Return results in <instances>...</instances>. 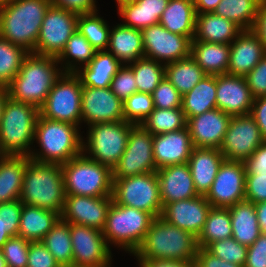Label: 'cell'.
<instances>
[{
    "label": "cell",
    "instance_id": "cell-16",
    "mask_svg": "<svg viewBox=\"0 0 266 267\" xmlns=\"http://www.w3.org/2000/svg\"><path fill=\"white\" fill-rule=\"evenodd\" d=\"M265 142L254 118L232 116L219 150L226 160L245 161Z\"/></svg>",
    "mask_w": 266,
    "mask_h": 267
},
{
    "label": "cell",
    "instance_id": "cell-55",
    "mask_svg": "<svg viewBox=\"0 0 266 267\" xmlns=\"http://www.w3.org/2000/svg\"><path fill=\"white\" fill-rule=\"evenodd\" d=\"M244 267H266V234L261 233L255 242L248 246Z\"/></svg>",
    "mask_w": 266,
    "mask_h": 267
},
{
    "label": "cell",
    "instance_id": "cell-48",
    "mask_svg": "<svg viewBox=\"0 0 266 267\" xmlns=\"http://www.w3.org/2000/svg\"><path fill=\"white\" fill-rule=\"evenodd\" d=\"M205 249L226 262L245 266L248 247L238 243L233 237L215 241Z\"/></svg>",
    "mask_w": 266,
    "mask_h": 267
},
{
    "label": "cell",
    "instance_id": "cell-17",
    "mask_svg": "<svg viewBox=\"0 0 266 267\" xmlns=\"http://www.w3.org/2000/svg\"><path fill=\"white\" fill-rule=\"evenodd\" d=\"M246 169L243 161L224 160L206 200L214 208H229L245 200Z\"/></svg>",
    "mask_w": 266,
    "mask_h": 267
},
{
    "label": "cell",
    "instance_id": "cell-1",
    "mask_svg": "<svg viewBox=\"0 0 266 267\" xmlns=\"http://www.w3.org/2000/svg\"><path fill=\"white\" fill-rule=\"evenodd\" d=\"M58 64L56 57L29 53L23 59L19 73L7 86L9 97L39 109L63 73Z\"/></svg>",
    "mask_w": 266,
    "mask_h": 267
},
{
    "label": "cell",
    "instance_id": "cell-41",
    "mask_svg": "<svg viewBox=\"0 0 266 267\" xmlns=\"http://www.w3.org/2000/svg\"><path fill=\"white\" fill-rule=\"evenodd\" d=\"M261 0H221L214 13L238 25L242 30H252Z\"/></svg>",
    "mask_w": 266,
    "mask_h": 267
},
{
    "label": "cell",
    "instance_id": "cell-32",
    "mask_svg": "<svg viewBox=\"0 0 266 267\" xmlns=\"http://www.w3.org/2000/svg\"><path fill=\"white\" fill-rule=\"evenodd\" d=\"M159 23L170 32L193 40L196 24L194 0H169Z\"/></svg>",
    "mask_w": 266,
    "mask_h": 267
},
{
    "label": "cell",
    "instance_id": "cell-61",
    "mask_svg": "<svg viewBox=\"0 0 266 267\" xmlns=\"http://www.w3.org/2000/svg\"><path fill=\"white\" fill-rule=\"evenodd\" d=\"M139 267H195L194 261H175L166 259H137Z\"/></svg>",
    "mask_w": 266,
    "mask_h": 267
},
{
    "label": "cell",
    "instance_id": "cell-22",
    "mask_svg": "<svg viewBox=\"0 0 266 267\" xmlns=\"http://www.w3.org/2000/svg\"><path fill=\"white\" fill-rule=\"evenodd\" d=\"M210 203L205 196L168 203L163 207L161 217L169 224L199 236L209 210Z\"/></svg>",
    "mask_w": 266,
    "mask_h": 267
},
{
    "label": "cell",
    "instance_id": "cell-63",
    "mask_svg": "<svg viewBox=\"0 0 266 267\" xmlns=\"http://www.w3.org/2000/svg\"><path fill=\"white\" fill-rule=\"evenodd\" d=\"M254 205L260 232L266 234V202H258Z\"/></svg>",
    "mask_w": 266,
    "mask_h": 267
},
{
    "label": "cell",
    "instance_id": "cell-28",
    "mask_svg": "<svg viewBox=\"0 0 266 267\" xmlns=\"http://www.w3.org/2000/svg\"><path fill=\"white\" fill-rule=\"evenodd\" d=\"M107 51L123 65L144 58L142 32L117 24L110 31Z\"/></svg>",
    "mask_w": 266,
    "mask_h": 267
},
{
    "label": "cell",
    "instance_id": "cell-7",
    "mask_svg": "<svg viewBox=\"0 0 266 267\" xmlns=\"http://www.w3.org/2000/svg\"><path fill=\"white\" fill-rule=\"evenodd\" d=\"M65 195L89 197L112 196V169L95 162L85 154L70 159L61 165Z\"/></svg>",
    "mask_w": 266,
    "mask_h": 267
},
{
    "label": "cell",
    "instance_id": "cell-30",
    "mask_svg": "<svg viewBox=\"0 0 266 267\" xmlns=\"http://www.w3.org/2000/svg\"><path fill=\"white\" fill-rule=\"evenodd\" d=\"M169 0H138L127 4H117L119 16L125 21L121 23L142 31L144 28L159 23Z\"/></svg>",
    "mask_w": 266,
    "mask_h": 267
},
{
    "label": "cell",
    "instance_id": "cell-56",
    "mask_svg": "<svg viewBox=\"0 0 266 267\" xmlns=\"http://www.w3.org/2000/svg\"><path fill=\"white\" fill-rule=\"evenodd\" d=\"M246 174H266V141L244 161Z\"/></svg>",
    "mask_w": 266,
    "mask_h": 267
},
{
    "label": "cell",
    "instance_id": "cell-3",
    "mask_svg": "<svg viewBox=\"0 0 266 267\" xmlns=\"http://www.w3.org/2000/svg\"><path fill=\"white\" fill-rule=\"evenodd\" d=\"M197 250L195 236L157 217L152 220L142 244L133 255L136 259L195 261Z\"/></svg>",
    "mask_w": 266,
    "mask_h": 267
},
{
    "label": "cell",
    "instance_id": "cell-34",
    "mask_svg": "<svg viewBox=\"0 0 266 267\" xmlns=\"http://www.w3.org/2000/svg\"><path fill=\"white\" fill-rule=\"evenodd\" d=\"M191 57L207 75L227 74L230 44L192 41Z\"/></svg>",
    "mask_w": 266,
    "mask_h": 267
},
{
    "label": "cell",
    "instance_id": "cell-18",
    "mask_svg": "<svg viewBox=\"0 0 266 267\" xmlns=\"http://www.w3.org/2000/svg\"><path fill=\"white\" fill-rule=\"evenodd\" d=\"M112 202V196L65 195L60 219L66 223L83 225L102 231Z\"/></svg>",
    "mask_w": 266,
    "mask_h": 267
},
{
    "label": "cell",
    "instance_id": "cell-20",
    "mask_svg": "<svg viewBox=\"0 0 266 267\" xmlns=\"http://www.w3.org/2000/svg\"><path fill=\"white\" fill-rule=\"evenodd\" d=\"M254 98L245 76L216 75V106L230 116L248 115Z\"/></svg>",
    "mask_w": 266,
    "mask_h": 267
},
{
    "label": "cell",
    "instance_id": "cell-53",
    "mask_svg": "<svg viewBox=\"0 0 266 267\" xmlns=\"http://www.w3.org/2000/svg\"><path fill=\"white\" fill-rule=\"evenodd\" d=\"M27 267H60L41 241L30 242Z\"/></svg>",
    "mask_w": 266,
    "mask_h": 267
},
{
    "label": "cell",
    "instance_id": "cell-58",
    "mask_svg": "<svg viewBox=\"0 0 266 267\" xmlns=\"http://www.w3.org/2000/svg\"><path fill=\"white\" fill-rule=\"evenodd\" d=\"M194 262L195 267H244L239 264L226 262L212 255L205 248H198Z\"/></svg>",
    "mask_w": 266,
    "mask_h": 267
},
{
    "label": "cell",
    "instance_id": "cell-24",
    "mask_svg": "<svg viewBox=\"0 0 266 267\" xmlns=\"http://www.w3.org/2000/svg\"><path fill=\"white\" fill-rule=\"evenodd\" d=\"M156 172L163 207L168 203L198 196L188 163L165 166Z\"/></svg>",
    "mask_w": 266,
    "mask_h": 267
},
{
    "label": "cell",
    "instance_id": "cell-37",
    "mask_svg": "<svg viewBox=\"0 0 266 267\" xmlns=\"http://www.w3.org/2000/svg\"><path fill=\"white\" fill-rule=\"evenodd\" d=\"M207 74L190 56L165 65V77L183 96Z\"/></svg>",
    "mask_w": 266,
    "mask_h": 267
},
{
    "label": "cell",
    "instance_id": "cell-5",
    "mask_svg": "<svg viewBox=\"0 0 266 267\" xmlns=\"http://www.w3.org/2000/svg\"><path fill=\"white\" fill-rule=\"evenodd\" d=\"M19 200L61 214L65 201L64 177L60 164L30 160L25 169Z\"/></svg>",
    "mask_w": 266,
    "mask_h": 267
},
{
    "label": "cell",
    "instance_id": "cell-43",
    "mask_svg": "<svg viewBox=\"0 0 266 267\" xmlns=\"http://www.w3.org/2000/svg\"><path fill=\"white\" fill-rule=\"evenodd\" d=\"M187 120L181 107L172 109L154 110L142 122V126L153 136L182 130L186 127Z\"/></svg>",
    "mask_w": 266,
    "mask_h": 267
},
{
    "label": "cell",
    "instance_id": "cell-4",
    "mask_svg": "<svg viewBox=\"0 0 266 267\" xmlns=\"http://www.w3.org/2000/svg\"><path fill=\"white\" fill-rule=\"evenodd\" d=\"M77 125L50 120L39 115L34 141L41 148L30 152L29 158L39 163L65 164L82 153V136Z\"/></svg>",
    "mask_w": 266,
    "mask_h": 267
},
{
    "label": "cell",
    "instance_id": "cell-40",
    "mask_svg": "<svg viewBox=\"0 0 266 267\" xmlns=\"http://www.w3.org/2000/svg\"><path fill=\"white\" fill-rule=\"evenodd\" d=\"M232 237V224L229 208H214L208 212L206 222L197 237L198 248Z\"/></svg>",
    "mask_w": 266,
    "mask_h": 267
},
{
    "label": "cell",
    "instance_id": "cell-57",
    "mask_svg": "<svg viewBox=\"0 0 266 267\" xmlns=\"http://www.w3.org/2000/svg\"><path fill=\"white\" fill-rule=\"evenodd\" d=\"M55 7L73 11L77 14H89L97 10L96 0H50Z\"/></svg>",
    "mask_w": 266,
    "mask_h": 267
},
{
    "label": "cell",
    "instance_id": "cell-62",
    "mask_svg": "<svg viewBox=\"0 0 266 267\" xmlns=\"http://www.w3.org/2000/svg\"><path fill=\"white\" fill-rule=\"evenodd\" d=\"M221 0H194L196 14L214 12Z\"/></svg>",
    "mask_w": 266,
    "mask_h": 267
},
{
    "label": "cell",
    "instance_id": "cell-47",
    "mask_svg": "<svg viewBox=\"0 0 266 267\" xmlns=\"http://www.w3.org/2000/svg\"><path fill=\"white\" fill-rule=\"evenodd\" d=\"M124 120L134 125L142 124L154 110L152 94L136 92L123 101Z\"/></svg>",
    "mask_w": 266,
    "mask_h": 267
},
{
    "label": "cell",
    "instance_id": "cell-44",
    "mask_svg": "<svg viewBox=\"0 0 266 267\" xmlns=\"http://www.w3.org/2000/svg\"><path fill=\"white\" fill-rule=\"evenodd\" d=\"M127 65L133 70L138 92L152 94L165 77V65L156 60L144 57Z\"/></svg>",
    "mask_w": 266,
    "mask_h": 267
},
{
    "label": "cell",
    "instance_id": "cell-65",
    "mask_svg": "<svg viewBox=\"0 0 266 267\" xmlns=\"http://www.w3.org/2000/svg\"><path fill=\"white\" fill-rule=\"evenodd\" d=\"M0 267H7L6 261H5L4 257H3L1 249H0Z\"/></svg>",
    "mask_w": 266,
    "mask_h": 267
},
{
    "label": "cell",
    "instance_id": "cell-29",
    "mask_svg": "<svg viewBox=\"0 0 266 267\" xmlns=\"http://www.w3.org/2000/svg\"><path fill=\"white\" fill-rule=\"evenodd\" d=\"M30 160L25 155H0V203L20 198L25 169Z\"/></svg>",
    "mask_w": 266,
    "mask_h": 267
},
{
    "label": "cell",
    "instance_id": "cell-2",
    "mask_svg": "<svg viewBox=\"0 0 266 267\" xmlns=\"http://www.w3.org/2000/svg\"><path fill=\"white\" fill-rule=\"evenodd\" d=\"M51 5L50 0H17L0 5V37L32 53Z\"/></svg>",
    "mask_w": 266,
    "mask_h": 267
},
{
    "label": "cell",
    "instance_id": "cell-25",
    "mask_svg": "<svg viewBox=\"0 0 266 267\" xmlns=\"http://www.w3.org/2000/svg\"><path fill=\"white\" fill-rule=\"evenodd\" d=\"M266 50L252 30H243L230 44L227 74L246 76L265 56Z\"/></svg>",
    "mask_w": 266,
    "mask_h": 267
},
{
    "label": "cell",
    "instance_id": "cell-13",
    "mask_svg": "<svg viewBox=\"0 0 266 267\" xmlns=\"http://www.w3.org/2000/svg\"><path fill=\"white\" fill-rule=\"evenodd\" d=\"M152 149L153 135L141 124L133 125L129 133L126 149L112 169V178L120 179L156 172Z\"/></svg>",
    "mask_w": 266,
    "mask_h": 267
},
{
    "label": "cell",
    "instance_id": "cell-60",
    "mask_svg": "<svg viewBox=\"0 0 266 267\" xmlns=\"http://www.w3.org/2000/svg\"><path fill=\"white\" fill-rule=\"evenodd\" d=\"M252 31L258 36L266 50V0H261Z\"/></svg>",
    "mask_w": 266,
    "mask_h": 267
},
{
    "label": "cell",
    "instance_id": "cell-9",
    "mask_svg": "<svg viewBox=\"0 0 266 267\" xmlns=\"http://www.w3.org/2000/svg\"><path fill=\"white\" fill-rule=\"evenodd\" d=\"M133 125L125 120L90 125L85 140L87 142L82 140V153H87L88 158L113 169L126 149Z\"/></svg>",
    "mask_w": 266,
    "mask_h": 267
},
{
    "label": "cell",
    "instance_id": "cell-11",
    "mask_svg": "<svg viewBox=\"0 0 266 267\" xmlns=\"http://www.w3.org/2000/svg\"><path fill=\"white\" fill-rule=\"evenodd\" d=\"M157 172L113 179L112 198L119 205L133 207L161 217L163 205L160 200Z\"/></svg>",
    "mask_w": 266,
    "mask_h": 267
},
{
    "label": "cell",
    "instance_id": "cell-49",
    "mask_svg": "<svg viewBox=\"0 0 266 267\" xmlns=\"http://www.w3.org/2000/svg\"><path fill=\"white\" fill-rule=\"evenodd\" d=\"M29 245L21 236L10 237L0 248L7 267H27Z\"/></svg>",
    "mask_w": 266,
    "mask_h": 267
},
{
    "label": "cell",
    "instance_id": "cell-6",
    "mask_svg": "<svg viewBox=\"0 0 266 267\" xmlns=\"http://www.w3.org/2000/svg\"><path fill=\"white\" fill-rule=\"evenodd\" d=\"M38 117L36 106L8 96L0 122V155L29 156Z\"/></svg>",
    "mask_w": 266,
    "mask_h": 267
},
{
    "label": "cell",
    "instance_id": "cell-66",
    "mask_svg": "<svg viewBox=\"0 0 266 267\" xmlns=\"http://www.w3.org/2000/svg\"><path fill=\"white\" fill-rule=\"evenodd\" d=\"M138 0H116L117 4H127L131 2H136Z\"/></svg>",
    "mask_w": 266,
    "mask_h": 267
},
{
    "label": "cell",
    "instance_id": "cell-19",
    "mask_svg": "<svg viewBox=\"0 0 266 267\" xmlns=\"http://www.w3.org/2000/svg\"><path fill=\"white\" fill-rule=\"evenodd\" d=\"M124 120L123 101L108 88L83 86L81 100V123L90 126L95 123Z\"/></svg>",
    "mask_w": 266,
    "mask_h": 267
},
{
    "label": "cell",
    "instance_id": "cell-38",
    "mask_svg": "<svg viewBox=\"0 0 266 267\" xmlns=\"http://www.w3.org/2000/svg\"><path fill=\"white\" fill-rule=\"evenodd\" d=\"M95 52L89 41L76 30L57 57V61L61 68L63 66V72L76 73L81 65L86 66L94 58Z\"/></svg>",
    "mask_w": 266,
    "mask_h": 267
},
{
    "label": "cell",
    "instance_id": "cell-35",
    "mask_svg": "<svg viewBox=\"0 0 266 267\" xmlns=\"http://www.w3.org/2000/svg\"><path fill=\"white\" fill-rule=\"evenodd\" d=\"M232 237L245 246L252 245L261 234L254 203L243 200L229 207Z\"/></svg>",
    "mask_w": 266,
    "mask_h": 267
},
{
    "label": "cell",
    "instance_id": "cell-8",
    "mask_svg": "<svg viewBox=\"0 0 266 267\" xmlns=\"http://www.w3.org/2000/svg\"><path fill=\"white\" fill-rule=\"evenodd\" d=\"M154 217L143 210L112 202L102 230L107 244L130 254L142 244Z\"/></svg>",
    "mask_w": 266,
    "mask_h": 267
},
{
    "label": "cell",
    "instance_id": "cell-50",
    "mask_svg": "<svg viewBox=\"0 0 266 267\" xmlns=\"http://www.w3.org/2000/svg\"><path fill=\"white\" fill-rule=\"evenodd\" d=\"M152 97L154 108L172 109L182 106V95L166 77L155 88Z\"/></svg>",
    "mask_w": 266,
    "mask_h": 267
},
{
    "label": "cell",
    "instance_id": "cell-54",
    "mask_svg": "<svg viewBox=\"0 0 266 267\" xmlns=\"http://www.w3.org/2000/svg\"><path fill=\"white\" fill-rule=\"evenodd\" d=\"M245 200L254 204L266 202V174H246Z\"/></svg>",
    "mask_w": 266,
    "mask_h": 267
},
{
    "label": "cell",
    "instance_id": "cell-15",
    "mask_svg": "<svg viewBox=\"0 0 266 267\" xmlns=\"http://www.w3.org/2000/svg\"><path fill=\"white\" fill-rule=\"evenodd\" d=\"M141 32L145 58L166 65L191 56L192 40L170 32L160 23L146 27Z\"/></svg>",
    "mask_w": 266,
    "mask_h": 267
},
{
    "label": "cell",
    "instance_id": "cell-36",
    "mask_svg": "<svg viewBox=\"0 0 266 267\" xmlns=\"http://www.w3.org/2000/svg\"><path fill=\"white\" fill-rule=\"evenodd\" d=\"M181 108L186 120L217 108L216 75H206L192 90L184 94Z\"/></svg>",
    "mask_w": 266,
    "mask_h": 267
},
{
    "label": "cell",
    "instance_id": "cell-14",
    "mask_svg": "<svg viewBox=\"0 0 266 267\" xmlns=\"http://www.w3.org/2000/svg\"><path fill=\"white\" fill-rule=\"evenodd\" d=\"M73 267H111L112 253L102 231L70 224Z\"/></svg>",
    "mask_w": 266,
    "mask_h": 267
},
{
    "label": "cell",
    "instance_id": "cell-21",
    "mask_svg": "<svg viewBox=\"0 0 266 267\" xmlns=\"http://www.w3.org/2000/svg\"><path fill=\"white\" fill-rule=\"evenodd\" d=\"M231 118L232 116L218 108L188 118L186 127L189 130L193 147L219 149Z\"/></svg>",
    "mask_w": 266,
    "mask_h": 267
},
{
    "label": "cell",
    "instance_id": "cell-67",
    "mask_svg": "<svg viewBox=\"0 0 266 267\" xmlns=\"http://www.w3.org/2000/svg\"><path fill=\"white\" fill-rule=\"evenodd\" d=\"M13 1H17V0H0V5H4L6 3H10V2H13Z\"/></svg>",
    "mask_w": 266,
    "mask_h": 267
},
{
    "label": "cell",
    "instance_id": "cell-39",
    "mask_svg": "<svg viewBox=\"0 0 266 267\" xmlns=\"http://www.w3.org/2000/svg\"><path fill=\"white\" fill-rule=\"evenodd\" d=\"M60 267H73L70 223L59 219L41 241Z\"/></svg>",
    "mask_w": 266,
    "mask_h": 267
},
{
    "label": "cell",
    "instance_id": "cell-10",
    "mask_svg": "<svg viewBox=\"0 0 266 267\" xmlns=\"http://www.w3.org/2000/svg\"><path fill=\"white\" fill-rule=\"evenodd\" d=\"M82 89L81 80L76 73L63 72L39 108V115L81 128Z\"/></svg>",
    "mask_w": 266,
    "mask_h": 267
},
{
    "label": "cell",
    "instance_id": "cell-12",
    "mask_svg": "<svg viewBox=\"0 0 266 267\" xmlns=\"http://www.w3.org/2000/svg\"><path fill=\"white\" fill-rule=\"evenodd\" d=\"M79 14L51 5L43 18L33 54L58 57L77 29Z\"/></svg>",
    "mask_w": 266,
    "mask_h": 267
},
{
    "label": "cell",
    "instance_id": "cell-26",
    "mask_svg": "<svg viewBox=\"0 0 266 267\" xmlns=\"http://www.w3.org/2000/svg\"><path fill=\"white\" fill-rule=\"evenodd\" d=\"M224 160L217 148H193L187 163L198 195L206 196L209 192Z\"/></svg>",
    "mask_w": 266,
    "mask_h": 267
},
{
    "label": "cell",
    "instance_id": "cell-59",
    "mask_svg": "<svg viewBox=\"0 0 266 267\" xmlns=\"http://www.w3.org/2000/svg\"><path fill=\"white\" fill-rule=\"evenodd\" d=\"M250 115L254 118L266 141V96L254 99Z\"/></svg>",
    "mask_w": 266,
    "mask_h": 267
},
{
    "label": "cell",
    "instance_id": "cell-45",
    "mask_svg": "<svg viewBox=\"0 0 266 267\" xmlns=\"http://www.w3.org/2000/svg\"><path fill=\"white\" fill-rule=\"evenodd\" d=\"M28 54L23 47L0 37V85L7 87L12 82Z\"/></svg>",
    "mask_w": 266,
    "mask_h": 267
},
{
    "label": "cell",
    "instance_id": "cell-23",
    "mask_svg": "<svg viewBox=\"0 0 266 267\" xmlns=\"http://www.w3.org/2000/svg\"><path fill=\"white\" fill-rule=\"evenodd\" d=\"M193 148L187 127L153 136L152 150L156 169L187 163Z\"/></svg>",
    "mask_w": 266,
    "mask_h": 267
},
{
    "label": "cell",
    "instance_id": "cell-51",
    "mask_svg": "<svg viewBox=\"0 0 266 267\" xmlns=\"http://www.w3.org/2000/svg\"><path fill=\"white\" fill-rule=\"evenodd\" d=\"M112 92L122 101L138 92L133 70L127 65H122L110 83Z\"/></svg>",
    "mask_w": 266,
    "mask_h": 267
},
{
    "label": "cell",
    "instance_id": "cell-64",
    "mask_svg": "<svg viewBox=\"0 0 266 267\" xmlns=\"http://www.w3.org/2000/svg\"><path fill=\"white\" fill-rule=\"evenodd\" d=\"M8 96V88L6 86L0 85V122L2 118L3 107Z\"/></svg>",
    "mask_w": 266,
    "mask_h": 267
},
{
    "label": "cell",
    "instance_id": "cell-33",
    "mask_svg": "<svg viewBox=\"0 0 266 267\" xmlns=\"http://www.w3.org/2000/svg\"><path fill=\"white\" fill-rule=\"evenodd\" d=\"M59 219L55 211L23 204L18 236L30 242L42 241Z\"/></svg>",
    "mask_w": 266,
    "mask_h": 267
},
{
    "label": "cell",
    "instance_id": "cell-27",
    "mask_svg": "<svg viewBox=\"0 0 266 267\" xmlns=\"http://www.w3.org/2000/svg\"><path fill=\"white\" fill-rule=\"evenodd\" d=\"M242 31L234 22L214 12L196 14L195 35L192 41L231 44Z\"/></svg>",
    "mask_w": 266,
    "mask_h": 267
},
{
    "label": "cell",
    "instance_id": "cell-42",
    "mask_svg": "<svg viewBox=\"0 0 266 267\" xmlns=\"http://www.w3.org/2000/svg\"><path fill=\"white\" fill-rule=\"evenodd\" d=\"M97 12L79 14L76 30L89 41L96 51H106L111 29Z\"/></svg>",
    "mask_w": 266,
    "mask_h": 267
},
{
    "label": "cell",
    "instance_id": "cell-46",
    "mask_svg": "<svg viewBox=\"0 0 266 267\" xmlns=\"http://www.w3.org/2000/svg\"><path fill=\"white\" fill-rule=\"evenodd\" d=\"M23 203L19 200L0 203V248L13 236H18Z\"/></svg>",
    "mask_w": 266,
    "mask_h": 267
},
{
    "label": "cell",
    "instance_id": "cell-31",
    "mask_svg": "<svg viewBox=\"0 0 266 267\" xmlns=\"http://www.w3.org/2000/svg\"><path fill=\"white\" fill-rule=\"evenodd\" d=\"M113 54L106 51H96L94 58L76 72L82 86L92 88H108L118 69L122 66Z\"/></svg>",
    "mask_w": 266,
    "mask_h": 267
},
{
    "label": "cell",
    "instance_id": "cell-52",
    "mask_svg": "<svg viewBox=\"0 0 266 267\" xmlns=\"http://www.w3.org/2000/svg\"><path fill=\"white\" fill-rule=\"evenodd\" d=\"M245 79L254 99L266 96V54Z\"/></svg>",
    "mask_w": 266,
    "mask_h": 267
}]
</instances>
